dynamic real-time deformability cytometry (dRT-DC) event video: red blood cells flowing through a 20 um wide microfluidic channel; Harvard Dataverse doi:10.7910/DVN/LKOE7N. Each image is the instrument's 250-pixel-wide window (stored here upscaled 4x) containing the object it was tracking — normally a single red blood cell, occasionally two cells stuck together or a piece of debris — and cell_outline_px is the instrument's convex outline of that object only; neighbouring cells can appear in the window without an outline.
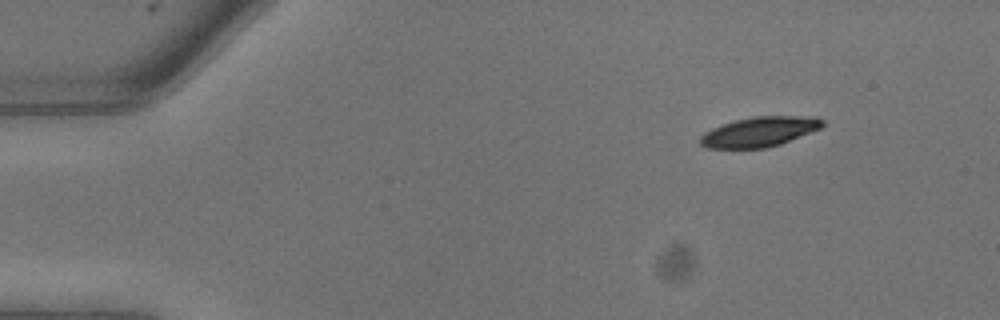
{"species": "common noctule bat (a hibernating species)", "species_latin": "Nyctalus noctula", "temperature_condition": "warm", "stored_images_in_passage": 11, "camera_frame_rate_fps": 3000, "um_per_image_px": 0.085, "animal": {"sex": "male", "body_mass_g": 13.3}, "frame": {"image": 1, "passage_image": 1, "time_ms": 0.0, "image_size_px": [1000, 320], "cell_outline_px": [[824, 124], [820, 128], [780, 144], [768, 148], [708, 148], [700, 144], [700, 136], [704, 132], [712, 128], [736, 120], [752, 116], [816, 116], [824, 120]], "centroid_in_image_um": [64.56, 11.19], "position_along_channel_um": 20.4, "area_um2": 21.21}}
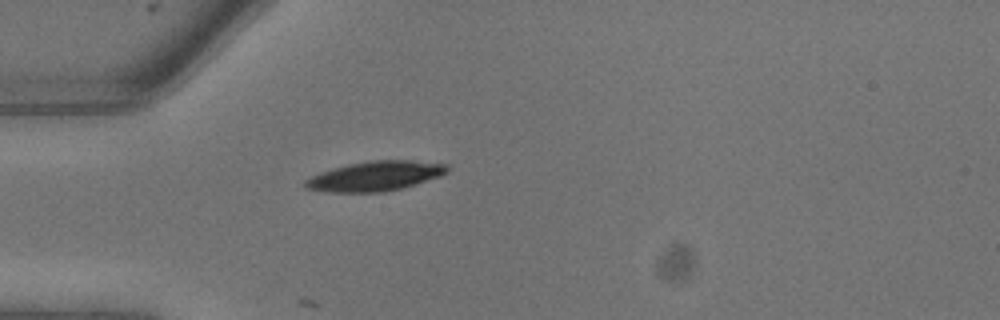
{"frame": {"image": 2, "passage_image": 5, "time_ms": 1.333, "image_size_px": [1000, 320], "cell_outline_px": [[448, 172], [440, 176], [400, 188], [384, 192], [328, 192], [304, 188], [304, 180], [320, 172], [332, 168], [348, 164], [368, 160], [412, 160], [448, 164]], "centroid_in_image_um": [31.86, 14.96], "position_along_channel_um": 53.1, "area_um2": 24.57}}